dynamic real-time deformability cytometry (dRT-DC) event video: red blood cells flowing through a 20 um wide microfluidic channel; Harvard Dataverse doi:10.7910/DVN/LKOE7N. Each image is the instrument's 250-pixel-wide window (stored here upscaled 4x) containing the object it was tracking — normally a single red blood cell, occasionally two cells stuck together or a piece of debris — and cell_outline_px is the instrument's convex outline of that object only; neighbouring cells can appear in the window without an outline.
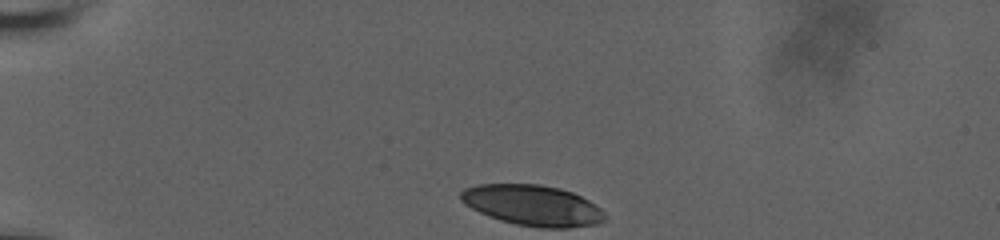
{"species": "human", "species_latin": "Homo sapiens", "temperature_condition": "room temperature", "stored_images_in_passage": 36, "camera_frame_rate_fps": 3000, "um_per_image_px": 0.085, "donor": {"sex": "male"}, "frame": {"image": 1, "passage_image": 1, "time_ms": 0.0, "image_size_px": [1000, 240], "cell_outline_px": [[596, 220], [584, 224], [520, 224], [504, 220], [492, 216], [468, 204], [460, 196], [468, 188], [488, 184], [532, 184], [556, 188], [580, 196], [588, 204]], "centroid_in_image_um": [45.0, 17.35], "position_along_channel_um": 40.0, "area_um2": 29.54}}
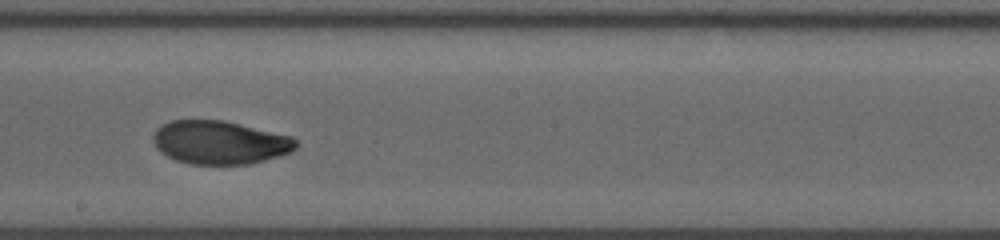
{"frame": {"image": 2, "passage_image": 21, "time_ms": 6.667, "image_size_px": [1000, 240], "cell_outline_px": [[296, 144], [292, 148], [284, 152], [256, 160], [228, 164], [208, 164], [184, 160], [172, 156], [160, 148], [156, 140], [156, 136], [160, 128], [176, 120], [212, 120], [232, 124], [284, 136], [292, 140]], "centroid_in_image_um": [18.61, 12.09], "position_along_channel_um": 229.6, "area_um2": 32.14}}
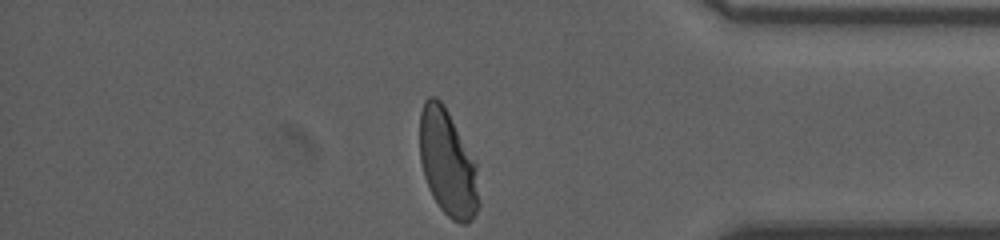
{"frame": {"image": 3, "passage_image": 36, "time_ms": 11.667, "image_size_px": [1000, 240], "cell_outline_px": [[476, 208], [472, 216], [468, 220], [456, 220], [436, 200], [428, 184], [424, 172], [420, 152], [420, 116], [424, 104], [428, 100], [436, 100], [444, 108], [452, 124], [472, 168], [476, 196]], "centroid_in_image_um": [37.92, 13.85], "position_along_channel_um": 397.3, "area_um2": 31.79}, "authors_computed_cell_mechanics": {"area_um2": 31.8189, "velocity_mm_per_s": 3.7326, "shape_relaxation_time_tau1_ms": 5.3837, "shape_relaxation_time_tau2_ms": 1.4516, "deformation_change_tau1": 0.194, "deformation_change_tau2": 0.0555}}